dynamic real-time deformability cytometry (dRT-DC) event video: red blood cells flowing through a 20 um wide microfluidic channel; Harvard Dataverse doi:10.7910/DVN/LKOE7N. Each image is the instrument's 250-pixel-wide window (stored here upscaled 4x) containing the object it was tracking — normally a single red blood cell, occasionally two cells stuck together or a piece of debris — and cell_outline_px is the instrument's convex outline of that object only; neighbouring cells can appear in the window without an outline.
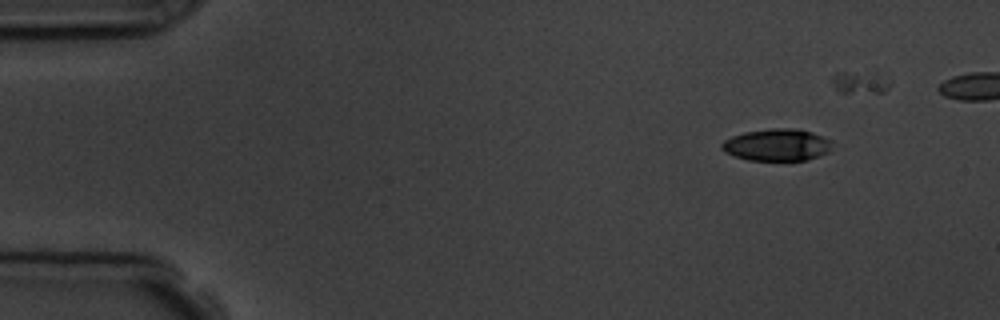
{"species": "common noctule bat (a hibernating species)", "species_latin": "Nyctalus noctula", "temperature_condition": "room temperature", "stored_images_in_passage": 5, "camera_frame_rate_fps": 3000, "um_per_image_px": 0.085, "animal": {"sex": "male", "body_mass_g": 19.5, "forearm_length_mm": 54.6}, "frame": {"image": 1, "passage_image": 1, "time_ms": 0.0, "image_size_px": [1000, 320], "cell_outline_px": [[832, 140], [828, 152], [820, 156], [808, 160], [748, 160], [724, 152], [720, 148], [720, 144], [724, 140], [732, 136], [744, 132], [772, 128], [796, 128], [812, 132]], "centroid_in_image_um": [66.03, 12.31], "position_along_channel_um": 19.0, "area_um2": 20.69}}